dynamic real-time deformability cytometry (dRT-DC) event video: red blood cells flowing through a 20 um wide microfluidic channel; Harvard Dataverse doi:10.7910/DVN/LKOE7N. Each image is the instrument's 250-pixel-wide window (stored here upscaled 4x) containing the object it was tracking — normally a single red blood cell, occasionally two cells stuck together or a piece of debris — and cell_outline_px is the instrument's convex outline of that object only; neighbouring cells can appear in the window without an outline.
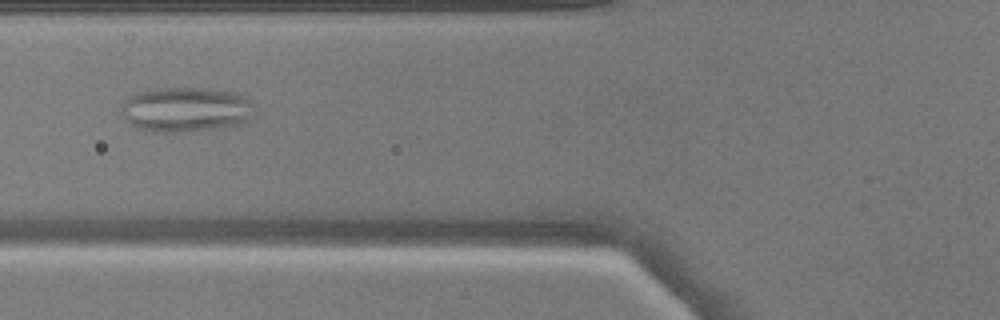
{"species": "common noctule bat (a hibernating species)", "species_latin": "Nyctalus noctula", "temperature_condition": "warm", "stored_images_in_passage": 28, "camera_frame_rate_fps": 3000, "um_per_image_px": 0.085, "animal": {"sex": "male", "body_mass_g": 17.9}, "frame": {"image": 1, "passage_image": 5, "time_ms": 1.333, "image_size_px": [1000, 320], "cell_outline_px": [[256, 104], [252, 116], [244, 124], [188, 132], [160, 132], [136, 128], [116, 108], [132, 92], [168, 88], [204, 88], [228, 92], [244, 96], [252, 100]], "centroid_in_image_um": [15.79, 9.31], "position_along_channel_um": 110.0, "area_um2": 35.26}}